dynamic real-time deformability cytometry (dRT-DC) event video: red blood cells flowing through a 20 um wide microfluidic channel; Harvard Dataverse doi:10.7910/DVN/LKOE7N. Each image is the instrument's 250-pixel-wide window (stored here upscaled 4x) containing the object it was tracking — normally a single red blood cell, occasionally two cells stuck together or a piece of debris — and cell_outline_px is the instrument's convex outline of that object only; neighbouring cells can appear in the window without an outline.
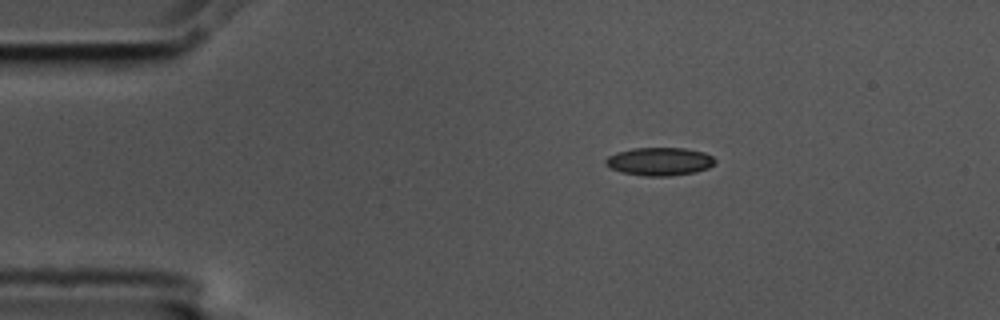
{"species": "common noctule bat (a hibernating species)", "species_latin": "Nyctalus noctula", "temperature_condition": "cold", "stored_images_in_passage": 2, "camera_frame_rate_fps": 3000, "um_per_image_px": 0.085, "animal": {"sex": "male", "body_mass_g": 17.5, "forearm_length_mm": 52.3}, "frame": {"image": 1, "passage_image": 1, "time_ms": 0.0, "image_size_px": [1000, 320], "cell_outline_px": [[716, 160], [708, 168], [696, 172], [668, 176], [644, 176], [624, 172], [608, 168], [604, 164], [604, 160], [608, 156], [616, 152], [632, 148], [684, 148], [704, 152], [712, 156]], "centroid_in_image_um": [56.02, 13.72], "position_along_channel_um": 29.0, "area_um2": 17.98}}